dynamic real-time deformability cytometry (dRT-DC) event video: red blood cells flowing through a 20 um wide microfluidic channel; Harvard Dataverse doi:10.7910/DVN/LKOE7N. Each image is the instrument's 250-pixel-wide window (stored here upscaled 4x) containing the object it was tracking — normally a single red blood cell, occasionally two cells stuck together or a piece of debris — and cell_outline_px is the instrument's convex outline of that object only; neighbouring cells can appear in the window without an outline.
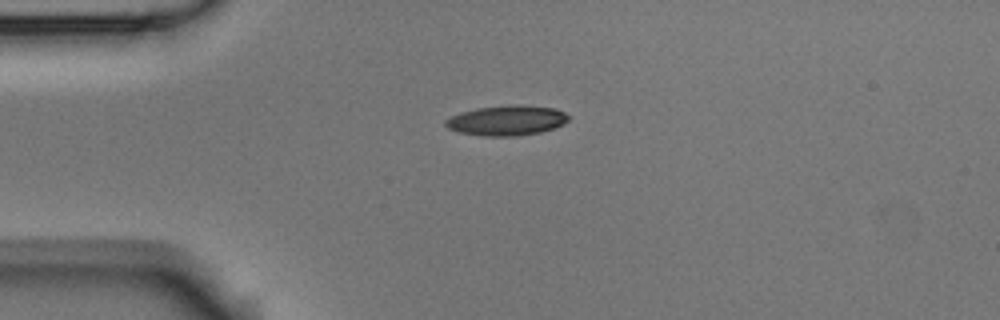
{"species": "Egyptian fruit bat (a non-hibernating species)", "species_latin": "Rousettus aegyptiacus", "temperature_condition": "room temperature", "stored_images_in_passage": 2, "camera_frame_rate_fps": 3000, "um_per_image_px": 0.085, "animal": {"sex": "male"}, "frame": {"image": 1, "passage_image": 1, "time_ms": 0.0, "image_size_px": [1000, 320], "cell_outline_px": [[572, 116], [564, 124], [540, 132], [516, 136], [484, 136], [460, 132], [448, 128], [444, 124], [444, 120], [460, 112], [476, 108], [512, 104], [520, 104], [556, 108]], "centroid_in_image_um": [43.1, 10.22], "position_along_channel_um": 41.9, "area_um2": 21.73}}